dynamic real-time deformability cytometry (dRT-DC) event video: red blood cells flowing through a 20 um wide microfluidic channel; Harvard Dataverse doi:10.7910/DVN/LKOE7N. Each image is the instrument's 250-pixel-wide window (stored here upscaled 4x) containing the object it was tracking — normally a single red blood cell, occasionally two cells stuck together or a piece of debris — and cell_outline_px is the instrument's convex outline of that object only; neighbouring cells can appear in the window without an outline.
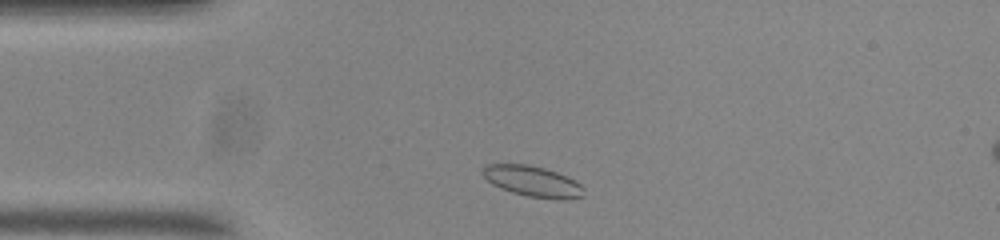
{"species": "common noctule bat (a hibernating species)", "species_latin": "Nyctalus noctula", "temperature_condition": "room temperature", "stored_images_in_passage": 47, "segment_of_instrument_passage": [1, 2], "camera_frame_rate_fps": 3000, "um_per_image_px": 0.085, "animal": {"sex": "male", "body_mass_g": 20.0, "forearm_length_mm": 53.3}, "frame": {"image": 1, "passage_image": 3, "time_ms": 0.667, "image_size_px": [1000, 240], "cell_outline_px": [[584, 196], [568, 200], [556, 200], [528, 196], [512, 192], [500, 188], [492, 184], [480, 172], [484, 164], [528, 164], [544, 168], [556, 172], [580, 184], [584, 188]], "centroid_in_image_um": [45.26, 15.42], "position_along_channel_um": 39.7, "area_um2": 18.21}}
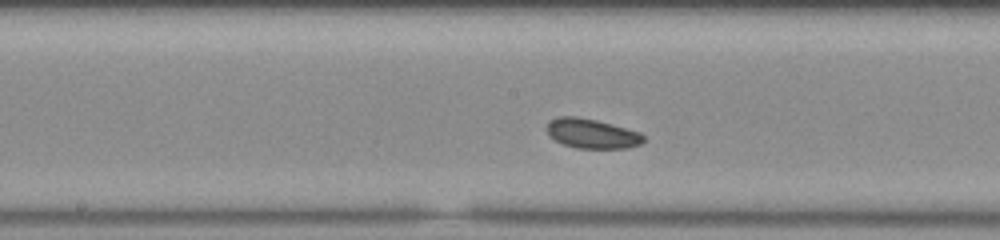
{"frame": {"image": 2, "passage_image": 18, "time_ms": 5.667, "image_size_px": [1000, 240], "cell_outline_px": [[644, 140], [640, 144], [628, 148], [576, 148], [564, 144], [548, 136], [544, 128], [548, 120], [560, 116], [576, 116], [596, 120], [612, 124], [640, 132], [644, 136]], "centroid_in_image_um": [50.25, 11.34], "position_along_channel_um": 197.9, "area_um2": 16.88}}
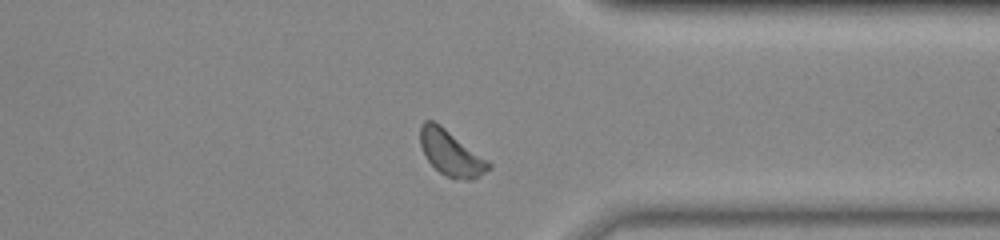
{"frame": {"image": 3, "passage_image": 33, "time_ms": 10.667, "image_size_px": [1000, 240], "cell_outline_px": [[492, 168], [472, 180], [468, 180], [448, 176], [440, 172], [428, 160], [420, 144], [420, 124], [424, 120], [432, 120], [440, 124], [488, 160], [492, 164]], "centroid_in_image_um": [38.34, 12.98], "position_along_channel_um": 373.1, "area_um2": 17.86}}